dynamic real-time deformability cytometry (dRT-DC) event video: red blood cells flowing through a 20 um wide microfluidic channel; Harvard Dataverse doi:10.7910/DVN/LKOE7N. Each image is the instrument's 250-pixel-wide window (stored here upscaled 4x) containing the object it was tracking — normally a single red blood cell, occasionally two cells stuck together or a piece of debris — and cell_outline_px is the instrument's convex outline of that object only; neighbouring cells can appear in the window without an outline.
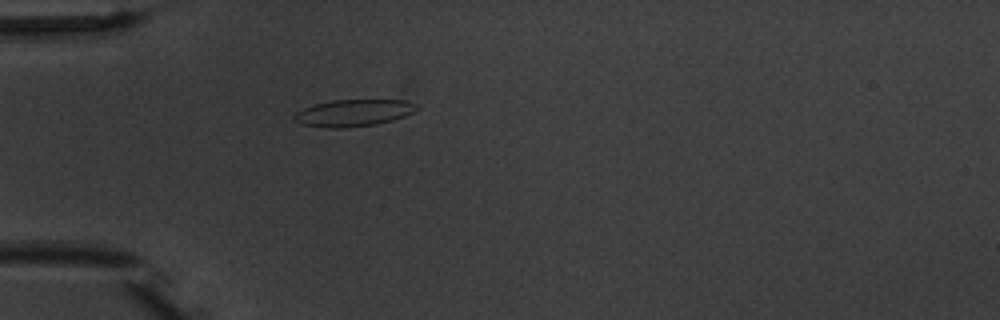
{"species": "common noctule bat (a hibernating species)", "species_latin": "Nyctalus noctula", "temperature_condition": "warm", "stored_images_in_passage": 2, "camera_frame_rate_fps": 3000, "um_per_image_px": 0.085, "animal": {"sex": "male", "body_mass_g": 20.1, "forearm_length_mm": 53.5}, "frame": {"image": 1, "passage_image": 2, "time_ms": 1.0, "image_size_px": [1000, 320], "cell_outline_px": [[420, 108], [404, 116], [392, 120], [376, 124], [344, 128], [328, 128], [300, 124], [292, 120], [292, 116], [296, 112], [304, 108], [316, 104], [332, 100], [404, 100], [416, 104]], "centroid_in_image_um": [30.01, 9.6], "position_along_channel_um": 55.0, "area_um2": 19.19}}